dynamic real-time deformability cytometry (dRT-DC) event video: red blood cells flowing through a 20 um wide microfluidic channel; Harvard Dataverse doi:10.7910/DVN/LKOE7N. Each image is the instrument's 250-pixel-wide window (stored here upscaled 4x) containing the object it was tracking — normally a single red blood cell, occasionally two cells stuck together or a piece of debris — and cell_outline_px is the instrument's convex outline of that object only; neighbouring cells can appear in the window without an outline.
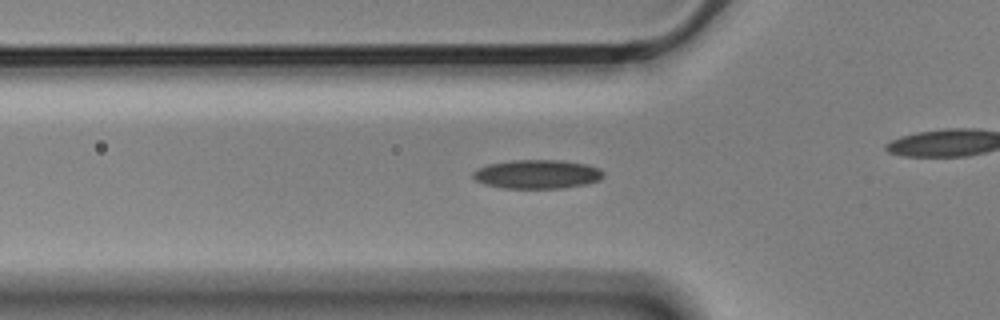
{"species": "Egyptian fruit bat (a non-hibernating species)", "species_latin": "Rousettus aegyptiacus", "temperature_condition": "cold", "stored_images_in_passage": 45, "camera_frame_rate_fps": 3000, "um_per_image_px": 0.085, "animal": {"sex": "male"}, "frame": {"image": 1, "passage_image": 17, "time_ms": 5.333, "image_size_px": [1000, 320], "cell_outline_px": [[604, 176], [600, 180], [584, 184], [560, 188], [504, 188], [484, 184], [476, 180], [472, 176], [472, 172], [488, 164], [512, 160], [560, 160], [584, 164], [600, 168], [604, 172]], "centroid_in_image_um": [45.66, 14.8], "position_along_channel_um": 80.1, "area_um2": 21.85}}
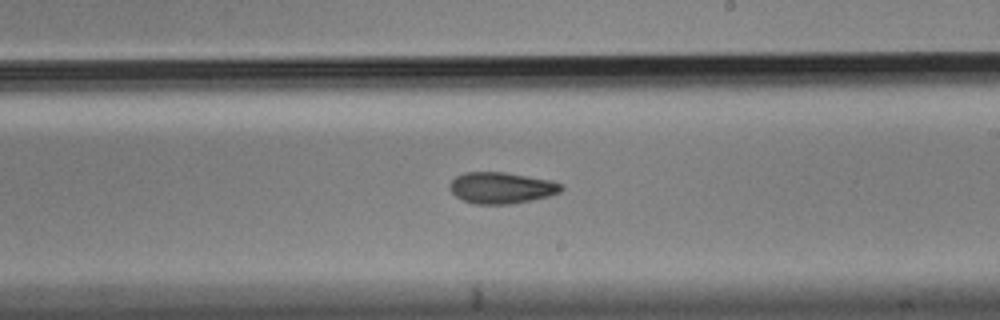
{"frame": {"image": 2, "passage_image": 31, "time_ms": 10.0, "image_size_px": [1000, 320], "cell_outline_px": [[564, 188], [560, 192], [548, 196], [532, 200], [512, 204], [476, 204], [464, 200], [456, 196], [448, 188], [448, 184], [456, 176], [464, 172], [504, 172], [552, 180], [564, 184]], "centroid_in_image_um": [42.64, 15.96], "position_along_channel_um": 246.4, "area_um2": 20.52}}
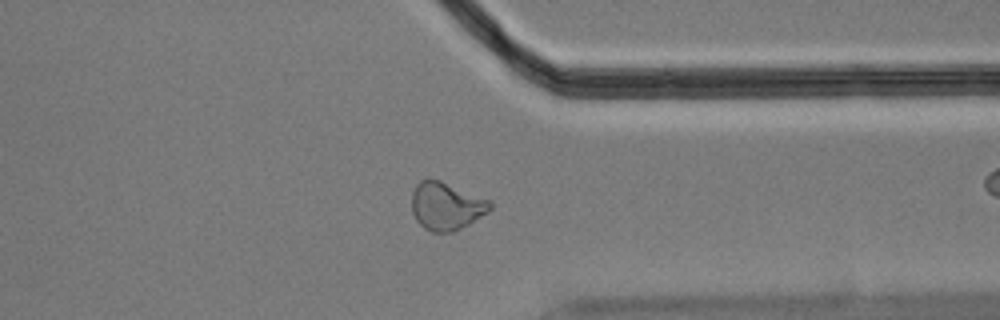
{"frame": {"image": 3, "passage_image": 42, "time_ms": 13.667, "image_size_px": [1000, 320], "cell_outline_px": [[492, 208], [488, 212], [468, 224], [452, 232], [432, 232], [424, 228], [416, 220], [412, 212], [412, 192], [416, 184], [420, 180], [440, 180], [488, 200], [492, 204]], "centroid_in_image_um": [37.9, 17.53], "position_along_channel_um": 373.5, "area_um2": 21.5}}